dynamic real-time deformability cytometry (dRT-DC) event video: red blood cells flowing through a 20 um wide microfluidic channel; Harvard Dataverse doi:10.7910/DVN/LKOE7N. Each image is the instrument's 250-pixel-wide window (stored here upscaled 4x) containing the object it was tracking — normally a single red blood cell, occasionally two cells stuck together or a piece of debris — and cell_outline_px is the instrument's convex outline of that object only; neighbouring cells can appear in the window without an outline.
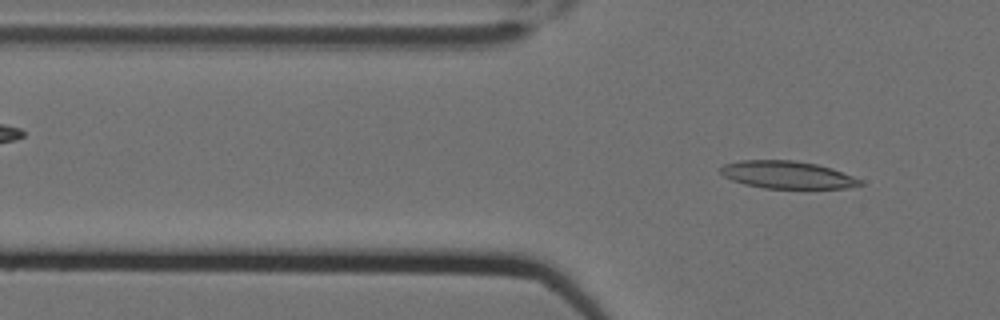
{"species": "Egyptian fruit bat (a non-hibernating species)", "species_latin": "Rousettus aegyptiacus", "temperature_condition": "cold", "stored_images_in_passage": 6, "segment_of_instrument_passage": [2, 2], "camera_frame_rate_fps": 3000, "um_per_image_px": 0.085, "animal": {"sex": "female"}, "frame": {"image": 1, "passage_image": 6, "time_ms": 1.667, "image_size_px": [1000, 320], "cell_outline_px": [[864, 184], [848, 188], [764, 188], [744, 184], [732, 180], [724, 176], [720, 172], [720, 168], [724, 164], [740, 160], [796, 160], [816, 164], [832, 168], [852, 176], [860, 180]], "centroid_in_image_um": [66.9, 14.85], "position_along_channel_um": 58.9, "area_um2": 22.31}}